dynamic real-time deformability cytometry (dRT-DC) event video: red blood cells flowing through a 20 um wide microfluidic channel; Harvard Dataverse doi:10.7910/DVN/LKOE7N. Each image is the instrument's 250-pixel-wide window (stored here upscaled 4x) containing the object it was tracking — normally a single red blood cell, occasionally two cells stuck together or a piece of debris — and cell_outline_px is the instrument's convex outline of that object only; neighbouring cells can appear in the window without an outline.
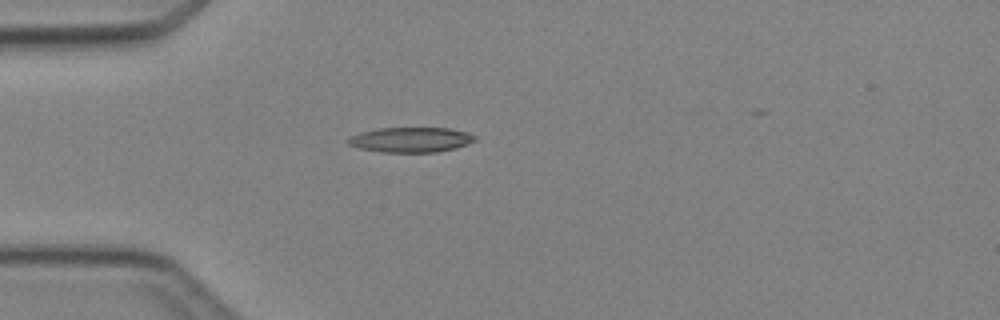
{"species": "Egyptian fruit bat (a non-hibernating species)", "species_latin": "Rousettus aegyptiacus", "temperature_condition": "cold", "stored_images_in_passage": 1, "camera_frame_rate_fps": 3000, "um_per_image_px": 0.085, "animal": {"sex": "female"}, "frame": {"image": 1, "passage_image": 1, "time_ms": 0.0, "image_size_px": [1000, 320], "cell_outline_px": [[476, 140], [468, 144], [456, 148], [436, 152], [380, 152], [360, 148], [348, 144], [348, 140], [352, 136], [360, 132], [380, 128], [448, 128], [468, 132], [476, 136]], "centroid_in_image_um": [34.96, 11.88], "position_along_channel_um": 50.0, "area_um2": 18.44}}